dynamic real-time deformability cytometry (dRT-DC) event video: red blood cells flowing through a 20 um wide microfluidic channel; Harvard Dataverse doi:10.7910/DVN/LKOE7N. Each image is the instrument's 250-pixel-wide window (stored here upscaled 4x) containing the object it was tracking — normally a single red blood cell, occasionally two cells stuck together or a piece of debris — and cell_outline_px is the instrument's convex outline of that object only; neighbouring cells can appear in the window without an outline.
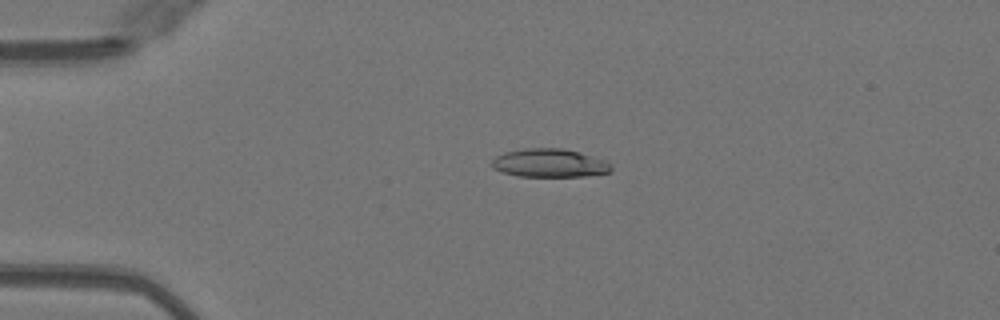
{"species": "Egyptian fruit bat (a non-hibernating species)", "species_latin": "Rousettus aegyptiacus", "temperature_condition": "warm", "stored_images_in_passage": 50, "camera_frame_rate_fps": 3000, "um_per_image_px": 0.085, "animal": {"sex": "female"}, "frame": {"image": 1, "passage_image": 12, "time_ms": 3.667, "image_size_px": [1000, 320], "cell_outline_px": [[612, 172], [584, 176], [516, 176], [500, 172], [492, 168], [492, 160], [496, 156], [504, 152], [524, 148], [564, 148], [580, 152], [604, 160], [612, 168]], "centroid_in_image_um": [46.67, 13.86], "position_along_channel_um": 38.3, "area_um2": 19.83}}
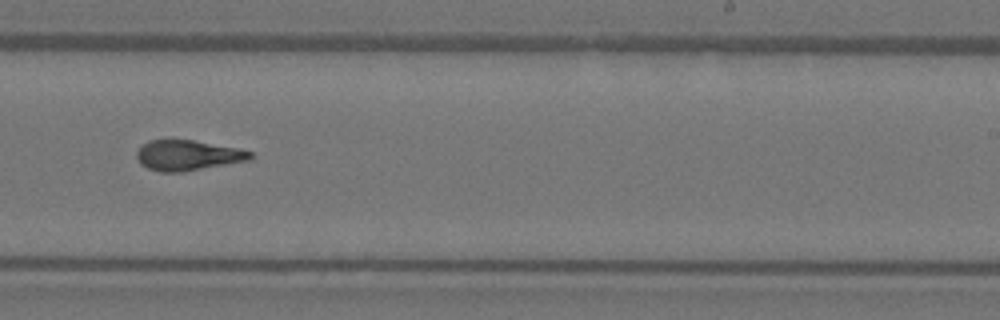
{"frame": {"image": 2, "passage_image": 32, "time_ms": 10.333, "image_size_px": [1000, 320], "cell_outline_px": [[252, 160], [180, 172], [160, 172], [148, 168], [140, 164], [136, 156], [136, 152], [148, 140], [192, 140], [236, 148], [252, 152]], "centroid_in_image_um": [15.95, 13.21], "position_along_channel_um": 273.1, "area_um2": 19.88}}
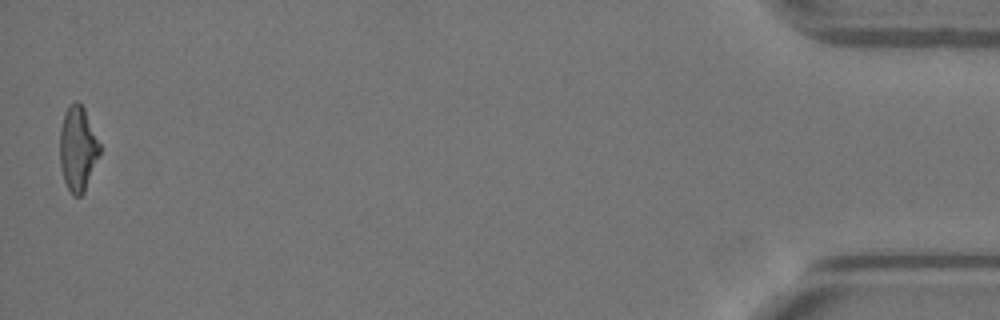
{"frame": {"image": 3, "passage_image": 50, "time_ms": 16.333, "image_size_px": [1000, 320], "cell_outline_px": [[100, 156], [84, 192], [80, 196], [72, 196], [64, 180], [60, 164], [60, 128], [64, 112], [76, 100], [84, 108], [100, 144]], "centroid_in_image_um": [6.62, 12.66], "position_along_channel_um": 428.6, "area_um2": 19.65}, "authors_computed_cell_mechanics": {"area_um2": 20.1144, "velocity_mm_per_s": 4.0666, "shape_relaxation_time_tau1_ms": 8.6324, "shape_relaxation_time_tau2_ms": 2.6397, "deformation_change_tau1": 0.277, "deformation_change_tau2": 0.1329}}